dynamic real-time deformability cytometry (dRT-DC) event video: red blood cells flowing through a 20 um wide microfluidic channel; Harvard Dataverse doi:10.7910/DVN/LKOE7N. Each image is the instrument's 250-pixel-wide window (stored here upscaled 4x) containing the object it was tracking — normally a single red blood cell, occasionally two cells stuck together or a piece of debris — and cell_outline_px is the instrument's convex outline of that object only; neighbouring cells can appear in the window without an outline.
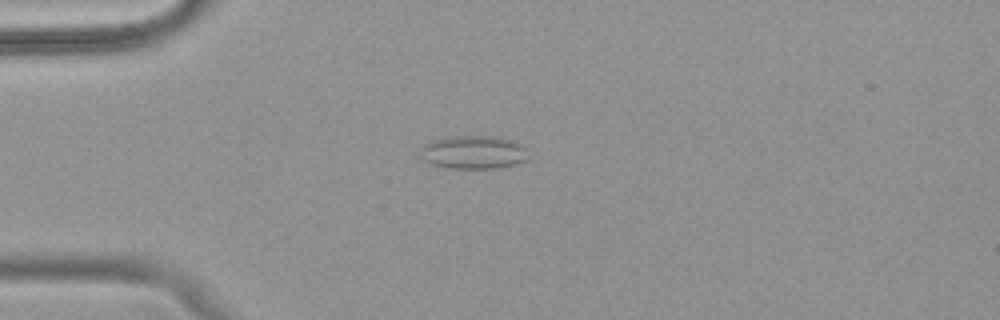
{"species": "common noctule bat (a hibernating species)", "species_latin": "Nyctalus noctula", "temperature_condition": "warm", "stored_images_in_passage": 49, "camera_frame_rate_fps": 3000, "um_per_image_px": 0.085, "animal": {"sex": "female", "body_mass_g": 18.4}, "frame": {"image": 1, "passage_image": 11, "time_ms": 3.333, "image_size_px": [1000, 320], "cell_outline_px": [[532, 160], [516, 164], [496, 168], [448, 168], [432, 164], [424, 160], [420, 156], [420, 148], [424, 144], [432, 140], [456, 136], [488, 136], [512, 140], [528, 148]], "centroid_in_image_um": [40.31, 12.95], "position_along_channel_um": 44.7, "area_um2": 21.27}}
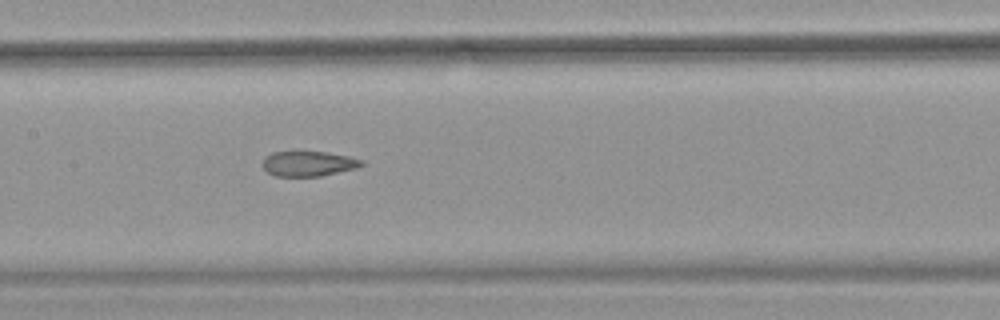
{"frame": {"image": 2, "passage_image": 23, "time_ms": 7.333, "image_size_px": [1000, 320], "cell_outline_px": [[364, 164], [356, 168], [320, 176], [276, 176], [268, 172], [260, 164], [264, 156], [272, 152], [324, 152], [348, 156], [364, 160]], "centroid_in_image_um": [26.18, 13.91], "position_along_channel_um": 181.2, "area_um2": 14.45}}
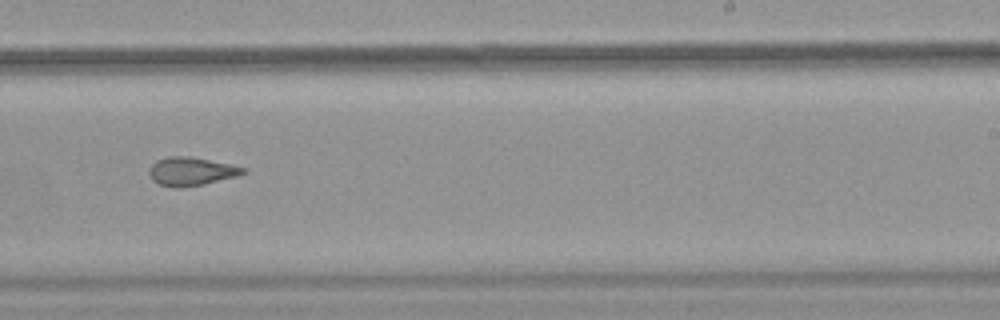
{"frame": {"image": 3, "passage_image": 30, "time_ms": 9.667, "image_size_px": [1000, 320], "cell_outline_px": [[248, 172], [236, 176], [204, 184], [184, 188], [172, 188], [160, 184], [152, 180], [148, 172], [152, 164], [156, 160], [168, 156], [188, 156], [248, 168]], "centroid_in_image_um": [16.24, 14.58], "position_along_channel_um": 272.8, "area_um2": 15.61}, "authors_computed_cell_mechanics": {"area_um2": 16.8198, "velocity_mm_per_s": 3.945, "shape_relaxation_time_tau1_ms": null, "shape_relaxation_time_tau2_ms": 2.9972, "deformation_change_tau1": null, "deformation_change_tau2": 0.1183}}